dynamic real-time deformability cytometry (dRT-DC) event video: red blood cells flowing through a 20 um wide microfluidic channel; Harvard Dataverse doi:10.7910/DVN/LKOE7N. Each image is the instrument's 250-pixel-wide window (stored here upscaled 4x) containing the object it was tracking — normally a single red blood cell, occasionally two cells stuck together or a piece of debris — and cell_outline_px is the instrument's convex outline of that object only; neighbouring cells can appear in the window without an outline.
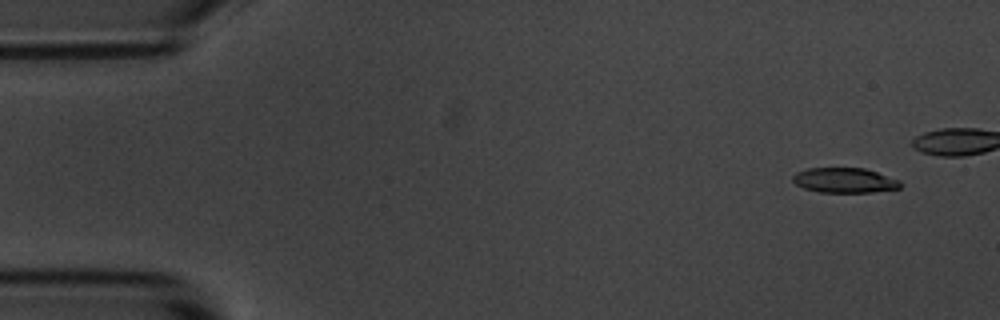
{"species": "common noctule bat (a hibernating species)", "species_latin": "Nyctalus noctula", "temperature_condition": "room temperature", "stored_images_in_passage": 11, "camera_frame_rate_fps": 3000, "um_per_image_px": 0.085, "animal": {"sex": "male", "body_mass_g": 20.1, "forearm_length_mm": 53.5}, "frame": {"image": 1, "passage_image": 1, "time_ms": 0.0, "image_size_px": [1000, 320], "cell_outline_px": [[904, 184], [900, 188], [872, 192], [820, 192], [804, 188], [796, 184], [792, 180], [792, 176], [796, 172], [808, 168], [864, 168], [900, 180]], "centroid_in_image_um": [71.8, 15.32], "position_along_channel_um": 13.2, "area_um2": 15.66}}